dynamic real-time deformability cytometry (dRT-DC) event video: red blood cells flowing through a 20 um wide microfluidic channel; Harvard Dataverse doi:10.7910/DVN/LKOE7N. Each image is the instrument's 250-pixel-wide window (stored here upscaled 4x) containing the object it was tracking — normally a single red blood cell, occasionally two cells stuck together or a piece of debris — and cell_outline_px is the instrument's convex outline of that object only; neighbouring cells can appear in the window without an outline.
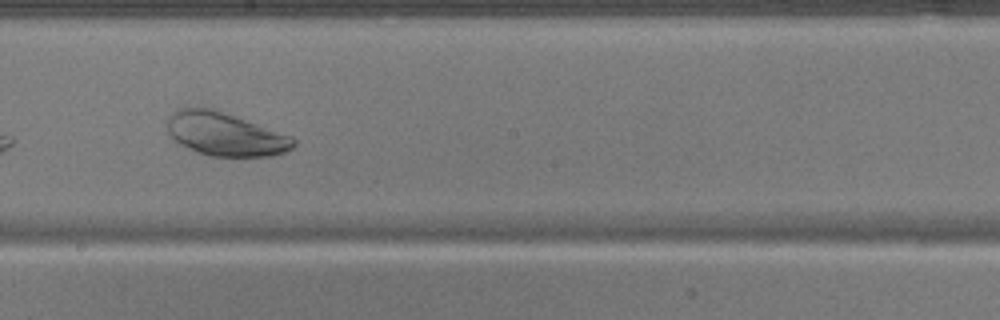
{"species": "common noctule bat (a hibernating species)", "species_latin": "Nyctalus noctula", "temperature_condition": "warm", "stored_images_in_passage": 31, "camera_frame_rate_fps": 3000, "um_per_image_px": 0.085, "animal": {"sex": "male", "body_mass_g": 17.9}, "frame": {"image": 1, "passage_image": 14, "time_ms": 4.333, "image_size_px": [1000, 320], "cell_outline_px": [[296, 144], [288, 152], [272, 156], [212, 156], [196, 152], [172, 140], [168, 132], [168, 116], [176, 108], [196, 104], [212, 108], [292, 136], [296, 140]], "centroid_in_image_um": [19.1, 11.37], "position_along_channel_um": 229.1, "area_um2": 32.48}}